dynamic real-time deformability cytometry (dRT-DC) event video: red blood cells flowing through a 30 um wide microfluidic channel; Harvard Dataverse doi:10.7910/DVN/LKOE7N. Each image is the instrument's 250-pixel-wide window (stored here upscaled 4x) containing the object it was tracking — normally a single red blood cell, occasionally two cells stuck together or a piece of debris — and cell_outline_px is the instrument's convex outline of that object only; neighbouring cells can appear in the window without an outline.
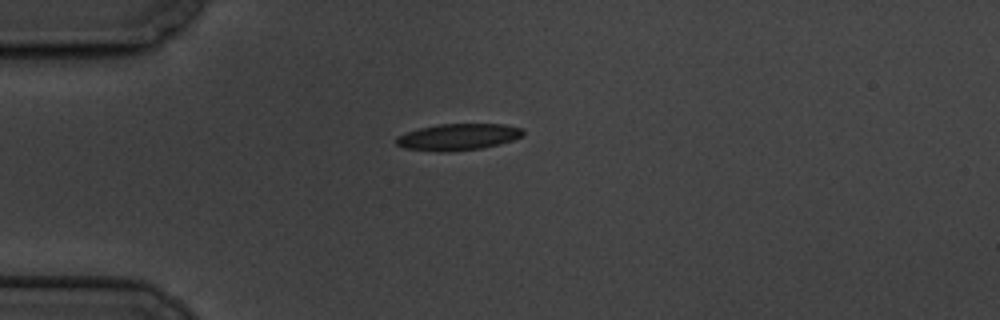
{"species": "common noctule bat (a hibernating species)", "species_latin": "Nyctalus noctula", "temperature_condition": "cold", "stored_images_in_passage": 1, "camera_frame_rate_fps": 3000, "um_per_image_px": 0.085, "animal": {"sex": "male", "body_mass_g": 19.5, "forearm_length_mm": 54.6}, "frame": {"image": 1, "passage_image": 1, "time_ms": 0.0, "image_size_px": [1000, 320], "cell_outline_px": [[524, 136], [500, 144], [480, 148], [448, 152], [440, 152], [404, 148], [396, 144], [396, 136], [420, 128], [440, 124], [504, 124], [524, 128]], "centroid_in_image_um": [38.97, 11.64], "position_along_channel_um": 46.0, "area_um2": 19.65}}